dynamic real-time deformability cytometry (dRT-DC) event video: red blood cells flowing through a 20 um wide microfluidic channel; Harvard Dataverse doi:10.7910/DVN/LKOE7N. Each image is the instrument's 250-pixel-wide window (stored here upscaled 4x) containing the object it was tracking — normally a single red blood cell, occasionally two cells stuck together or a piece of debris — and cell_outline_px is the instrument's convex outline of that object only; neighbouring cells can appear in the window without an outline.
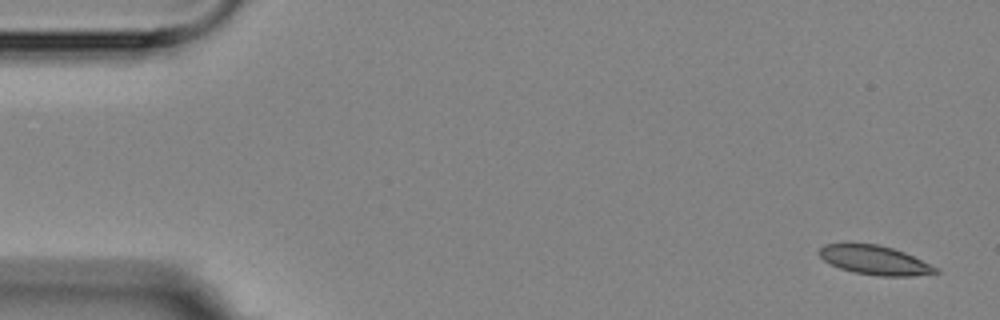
{"species": "Egyptian fruit bat (a non-hibernating species)", "species_latin": "Rousettus aegyptiacus", "temperature_condition": "room temperature", "stored_images_in_passage": 6, "segment_of_instrument_passage": [2, 2], "camera_frame_rate_fps": 3000, "um_per_image_px": 0.085, "animal": {"sex": "female"}, "frame": {"image": 1, "passage_image": 6, "time_ms": 5.667, "image_size_px": [1000, 320], "cell_outline_px": [[940, 272], [912, 276], [880, 276], [852, 272], [840, 268], [824, 260], [820, 256], [820, 248], [824, 244], [876, 244], [892, 248], [904, 252], [940, 268]], "centroid_in_image_um": [74.4, 22.12], "position_along_channel_um": 10.6, "area_um2": 19.54}}